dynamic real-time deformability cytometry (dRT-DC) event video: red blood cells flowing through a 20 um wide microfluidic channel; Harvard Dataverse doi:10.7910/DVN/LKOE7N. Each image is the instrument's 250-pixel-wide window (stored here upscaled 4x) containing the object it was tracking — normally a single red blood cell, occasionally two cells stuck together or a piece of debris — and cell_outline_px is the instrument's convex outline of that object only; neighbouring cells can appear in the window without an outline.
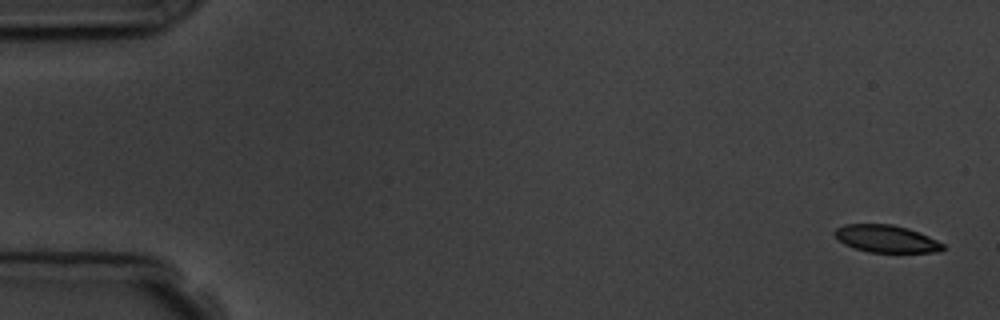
{"species": "common noctule bat (a hibernating species)", "species_latin": "Nyctalus noctula", "temperature_condition": "room temperature", "stored_images_in_passage": 5, "camera_frame_rate_fps": 3000, "um_per_image_px": 0.085, "animal": {"sex": "male", "body_mass_g": 19.5, "forearm_length_mm": 54.6}, "frame": {"image": 1, "passage_image": 1, "time_ms": 0.0, "image_size_px": [1000, 320], "cell_outline_px": [[944, 248], [940, 252], [868, 252], [844, 244], [832, 232], [836, 228], [844, 224], [892, 224], [908, 228], [928, 236], [944, 244]], "centroid_in_image_um": [75.32, 20.29], "position_along_channel_um": 9.7, "area_um2": 17.17}}
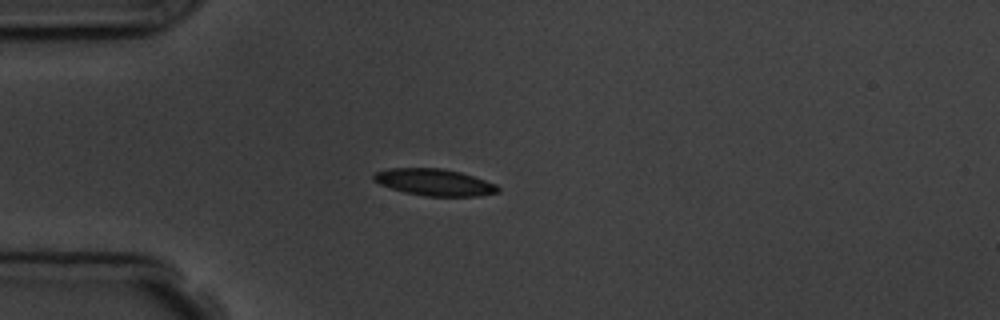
{"frame": {"image": 2, "passage_image": 5, "time_ms": 4.333, "image_size_px": [1000, 320], "cell_outline_px": [[500, 192], [480, 196], [424, 196], [404, 192], [380, 184], [372, 180], [372, 176], [376, 172], [388, 168], [444, 168], [460, 172], [496, 184], [500, 188]], "centroid_in_image_um": [36.92, 15.49], "position_along_channel_um": 48.1, "area_um2": 19.42}}